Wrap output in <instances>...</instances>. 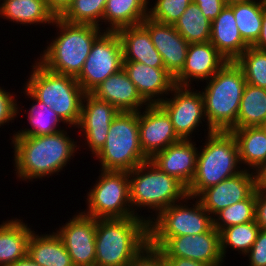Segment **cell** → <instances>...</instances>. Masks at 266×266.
<instances>
[{
	"label": "cell",
	"mask_w": 266,
	"mask_h": 266,
	"mask_svg": "<svg viewBox=\"0 0 266 266\" xmlns=\"http://www.w3.org/2000/svg\"><path fill=\"white\" fill-rule=\"evenodd\" d=\"M66 131L11 138L16 178L33 181L47 175H58L79 149L77 142Z\"/></svg>",
	"instance_id": "6da1fadb"
},
{
	"label": "cell",
	"mask_w": 266,
	"mask_h": 266,
	"mask_svg": "<svg viewBox=\"0 0 266 266\" xmlns=\"http://www.w3.org/2000/svg\"><path fill=\"white\" fill-rule=\"evenodd\" d=\"M95 266H129L149 248V222L142 217L97 219Z\"/></svg>",
	"instance_id": "7a4b0ae2"
},
{
	"label": "cell",
	"mask_w": 266,
	"mask_h": 266,
	"mask_svg": "<svg viewBox=\"0 0 266 266\" xmlns=\"http://www.w3.org/2000/svg\"><path fill=\"white\" fill-rule=\"evenodd\" d=\"M55 36L37 60L50 71L77 77L84 66L95 40L105 31L88 24L69 23L56 17Z\"/></svg>",
	"instance_id": "3957f363"
},
{
	"label": "cell",
	"mask_w": 266,
	"mask_h": 266,
	"mask_svg": "<svg viewBox=\"0 0 266 266\" xmlns=\"http://www.w3.org/2000/svg\"><path fill=\"white\" fill-rule=\"evenodd\" d=\"M201 91L208 126L213 131L237 129L240 101L245 89V76L235 61H227Z\"/></svg>",
	"instance_id": "277c9868"
},
{
	"label": "cell",
	"mask_w": 266,
	"mask_h": 266,
	"mask_svg": "<svg viewBox=\"0 0 266 266\" xmlns=\"http://www.w3.org/2000/svg\"><path fill=\"white\" fill-rule=\"evenodd\" d=\"M198 151L196 172L187 195L198 197L205 189L242 172L238 145L231 131L207 133Z\"/></svg>",
	"instance_id": "5b68a950"
},
{
	"label": "cell",
	"mask_w": 266,
	"mask_h": 266,
	"mask_svg": "<svg viewBox=\"0 0 266 266\" xmlns=\"http://www.w3.org/2000/svg\"><path fill=\"white\" fill-rule=\"evenodd\" d=\"M31 67L25 87L58 114L67 126L77 127L85 92L76 78L50 71L38 60Z\"/></svg>",
	"instance_id": "8992f818"
},
{
	"label": "cell",
	"mask_w": 266,
	"mask_h": 266,
	"mask_svg": "<svg viewBox=\"0 0 266 266\" xmlns=\"http://www.w3.org/2000/svg\"><path fill=\"white\" fill-rule=\"evenodd\" d=\"M128 174L131 209L138 217H144L137 213L139 208L153 210L157 216L163 209L187 196L186 187L180 181L161 171L150 160L141 163Z\"/></svg>",
	"instance_id": "52a82bcc"
},
{
	"label": "cell",
	"mask_w": 266,
	"mask_h": 266,
	"mask_svg": "<svg viewBox=\"0 0 266 266\" xmlns=\"http://www.w3.org/2000/svg\"><path fill=\"white\" fill-rule=\"evenodd\" d=\"M93 157L103 171L129 172L148 161L140 147L138 112L120 111L110 124L104 146Z\"/></svg>",
	"instance_id": "ba28073f"
},
{
	"label": "cell",
	"mask_w": 266,
	"mask_h": 266,
	"mask_svg": "<svg viewBox=\"0 0 266 266\" xmlns=\"http://www.w3.org/2000/svg\"><path fill=\"white\" fill-rule=\"evenodd\" d=\"M195 198V205L189 207L184 204ZM212 218L197 197L187 195L156 217H144L149 222V248L156 251L170 237L205 233L213 226Z\"/></svg>",
	"instance_id": "9c48e42d"
},
{
	"label": "cell",
	"mask_w": 266,
	"mask_h": 266,
	"mask_svg": "<svg viewBox=\"0 0 266 266\" xmlns=\"http://www.w3.org/2000/svg\"><path fill=\"white\" fill-rule=\"evenodd\" d=\"M87 193L88 205L83 214L95 219L127 218L136 216L130 203L128 171H103Z\"/></svg>",
	"instance_id": "30bf717a"
},
{
	"label": "cell",
	"mask_w": 266,
	"mask_h": 266,
	"mask_svg": "<svg viewBox=\"0 0 266 266\" xmlns=\"http://www.w3.org/2000/svg\"><path fill=\"white\" fill-rule=\"evenodd\" d=\"M123 68L122 44L116 31H104L94 42L77 82L91 93L105 79Z\"/></svg>",
	"instance_id": "8fae6325"
},
{
	"label": "cell",
	"mask_w": 266,
	"mask_h": 266,
	"mask_svg": "<svg viewBox=\"0 0 266 266\" xmlns=\"http://www.w3.org/2000/svg\"><path fill=\"white\" fill-rule=\"evenodd\" d=\"M191 88L192 86L175 85L170 92L172 97H166L159 103L169 115L176 134L183 140H190L202 121L207 122L206 131L213 132L205 115L203 95Z\"/></svg>",
	"instance_id": "7c38bea8"
},
{
	"label": "cell",
	"mask_w": 266,
	"mask_h": 266,
	"mask_svg": "<svg viewBox=\"0 0 266 266\" xmlns=\"http://www.w3.org/2000/svg\"><path fill=\"white\" fill-rule=\"evenodd\" d=\"M156 252L160 257H181L209 266H222L220 232L213 226L205 233L175 236L167 239Z\"/></svg>",
	"instance_id": "4fadbf2b"
},
{
	"label": "cell",
	"mask_w": 266,
	"mask_h": 266,
	"mask_svg": "<svg viewBox=\"0 0 266 266\" xmlns=\"http://www.w3.org/2000/svg\"><path fill=\"white\" fill-rule=\"evenodd\" d=\"M56 234L71 256L74 266H95L97 219L79 211Z\"/></svg>",
	"instance_id": "5bb4252c"
},
{
	"label": "cell",
	"mask_w": 266,
	"mask_h": 266,
	"mask_svg": "<svg viewBox=\"0 0 266 266\" xmlns=\"http://www.w3.org/2000/svg\"><path fill=\"white\" fill-rule=\"evenodd\" d=\"M144 108L138 112L139 142L144 155L151 159L157 152L182 139L159 104H148Z\"/></svg>",
	"instance_id": "9a60e30c"
},
{
	"label": "cell",
	"mask_w": 266,
	"mask_h": 266,
	"mask_svg": "<svg viewBox=\"0 0 266 266\" xmlns=\"http://www.w3.org/2000/svg\"><path fill=\"white\" fill-rule=\"evenodd\" d=\"M119 112L112 104L97 99L91 93H85L80 120L75 128H80L81 134L84 133V144H87L94 156L104 146L110 124Z\"/></svg>",
	"instance_id": "2e32d148"
},
{
	"label": "cell",
	"mask_w": 266,
	"mask_h": 266,
	"mask_svg": "<svg viewBox=\"0 0 266 266\" xmlns=\"http://www.w3.org/2000/svg\"><path fill=\"white\" fill-rule=\"evenodd\" d=\"M141 24L148 30L152 43L162 57L166 71L175 78L184 66L189 43L172 24H163L149 17H146Z\"/></svg>",
	"instance_id": "e0dca14e"
},
{
	"label": "cell",
	"mask_w": 266,
	"mask_h": 266,
	"mask_svg": "<svg viewBox=\"0 0 266 266\" xmlns=\"http://www.w3.org/2000/svg\"><path fill=\"white\" fill-rule=\"evenodd\" d=\"M255 190L253 171L244 169L237 175L205 189L197 199L213 217L220 210L247 199Z\"/></svg>",
	"instance_id": "ac0fdd59"
},
{
	"label": "cell",
	"mask_w": 266,
	"mask_h": 266,
	"mask_svg": "<svg viewBox=\"0 0 266 266\" xmlns=\"http://www.w3.org/2000/svg\"><path fill=\"white\" fill-rule=\"evenodd\" d=\"M227 61L211 42L189 43L184 66L174 78V83L190 86L191 81H207Z\"/></svg>",
	"instance_id": "d6986e66"
},
{
	"label": "cell",
	"mask_w": 266,
	"mask_h": 266,
	"mask_svg": "<svg viewBox=\"0 0 266 266\" xmlns=\"http://www.w3.org/2000/svg\"><path fill=\"white\" fill-rule=\"evenodd\" d=\"M123 69L148 104H159L167 95L169 96L175 86L174 78L165 68H154L140 62L123 61Z\"/></svg>",
	"instance_id": "ffe728a7"
},
{
	"label": "cell",
	"mask_w": 266,
	"mask_h": 266,
	"mask_svg": "<svg viewBox=\"0 0 266 266\" xmlns=\"http://www.w3.org/2000/svg\"><path fill=\"white\" fill-rule=\"evenodd\" d=\"M190 140H180L157 152L151 159L161 171L175 177L186 188L190 185L196 172L198 149Z\"/></svg>",
	"instance_id": "44dd1931"
},
{
	"label": "cell",
	"mask_w": 266,
	"mask_h": 266,
	"mask_svg": "<svg viewBox=\"0 0 266 266\" xmlns=\"http://www.w3.org/2000/svg\"><path fill=\"white\" fill-rule=\"evenodd\" d=\"M91 94L123 112H139L148 105L123 68L105 79Z\"/></svg>",
	"instance_id": "7402d4cb"
},
{
	"label": "cell",
	"mask_w": 266,
	"mask_h": 266,
	"mask_svg": "<svg viewBox=\"0 0 266 266\" xmlns=\"http://www.w3.org/2000/svg\"><path fill=\"white\" fill-rule=\"evenodd\" d=\"M122 44L123 61L140 62L154 68H165L162 57L142 25L123 27L116 31Z\"/></svg>",
	"instance_id": "603a6c76"
},
{
	"label": "cell",
	"mask_w": 266,
	"mask_h": 266,
	"mask_svg": "<svg viewBox=\"0 0 266 266\" xmlns=\"http://www.w3.org/2000/svg\"><path fill=\"white\" fill-rule=\"evenodd\" d=\"M210 42L228 61H235L249 47L239 33L233 5L225 6L211 22Z\"/></svg>",
	"instance_id": "cb8c5ba5"
},
{
	"label": "cell",
	"mask_w": 266,
	"mask_h": 266,
	"mask_svg": "<svg viewBox=\"0 0 266 266\" xmlns=\"http://www.w3.org/2000/svg\"><path fill=\"white\" fill-rule=\"evenodd\" d=\"M29 227L18 218L0 224V266H9L27 255L28 242L34 231Z\"/></svg>",
	"instance_id": "d4e9b609"
},
{
	"label": "cell",
	"mask_w": 266,
	"mask_h": 266,
	"mask_svg": "<svg viewBox=\"0 0 266 266\" xmlns=\"http://www.w3.org/2000/svg\"><path fill=\"white\" fill-rule=\"evenodd\" d=\"M0 17L20 25L53 24L56 15L46 0H3L0 2Z\"/></svg>",
	"instance_id": "484cf974"
},
{
	"label": "cell",
	"mask_w": 266,
	"mask_h": 266,
	"mask_svg": "<svg viewBox=\"0 0 266 266\" xmlns=\"http://www.w3.org/2000/svg\"><path fill=\"white\" fill-rule=\"evenodd\" d=\"M28 242L27 255L39 266H74L60 237L53 233L36 234Z\"/></svg>",
	"instance_id": "4316f807"
},
{
	"label": "cell",
	"mask_w": 266,
	"mask_h": 266,
	"mask_svg": "<svg viewBox=\"0 0 266 266\" xmlns=\"http://www.w3.org/2000/svg\"><path fill=\"white\" fill-rule=\"evenodd\" d=\"M149 0H107L102 22L108 25L105 31H117L135 26L148 17Z\"/></svg>",
	"instance_id": "83f0119b"
},
{
	"label": "cell",
	"mask_w": 266,
	"mask_h": 266,
	"mask_svg": "<svg viewBox=\"0 0 266 266\" xmlns=\"http://www.w3.org/2000/svg\"><path fill=\"white\" fill-rule=\"evenodd\" d=\"M23 93L28 96L34 102L32 103L29 111H24L28 114V122L31 125L30 128L19 130L15 132L13 137H30L41 136L61 132L65 129H59V123L64 121L59 118L50 107L45 103L38 100L26 87L23 86Z\"/></svg>",
	"instance_id": "f1b7e54d"
},
{
	"label": "cell",
	"mask_w": 266,
	"mask_h": 266,
	"mask_svg": "<svg viewBox=\"0 0 266 266\" xmlns=\"http://www.w3.org/2000/svg\"><path fill=\"white\" fill-rule=\"evenodd\" d=\"M231 132L238 145L240 163L248 166L243 169L254 170L266 160V135L259 126L232 129Z\"/></svg>",
	"instance_id": "f546056e"
},
{
	"label": "cell",
	"mask_w": 266,
	"mask_h": 266,
	"mask_svg": "<svg viewBox=\"0 0 266 266\" xmlns=\"http://www.w3.org/2000/svg\"><path fill=\"white\" fill-rule=\"evenodd\" d=\"M265 12L264 0H250L233 5V14L239 33L249 46H252L260 36Z\"/></svg>",
	"instance_id": "4dcf8cb0"
},
{
	"label": "cell",
	"mask_w": 266,
	"mask_h": 266,
	"mask_svg": "<svg viewBox=\"0 0 266 266\" xmlns=\"http://www.w3.org/2000/svg\"><path fill=\"white\" fill-rule=\"evenodd\" d=\"M266 121V89L245 84L237 116V128L256 127Z\"/></svg>",
	"instance_id": "1f68e13d"
},
{
	"label": "cell",
	"mask_w": 266,
	"mask_h": 266,
	"mask_svg": "<svg viewBox=\"0 0 266 266\" xmlns=\"http://www.w3.org/2000/svg\"><path fill=\"white\" fill-rule=\"evenodd\" d=\"M211 22L198 5L191 2L174 27L188 43L210 42Z\"/></svg>",
	"instance_id": "d6a6232c"
},
{
	"label": "cell",
	"mask_w": 266,
	"mask_h": 266,
	"mask_svg": "<svg viewBox=\"0 0 266 266\" xmlns=\"http://www.w3.org/2000/svg\"><path fill=\"white\" fill-rule=\"evenodd\" d=\"M259 231L260 228L255 220L222 229L220 231V251L223 259L226 257L227 248L246 255L257 239Z\"/></svg>",
	"instance_id": "836d02e7"
},
{
	"label": "cell",
	"mask_w": 266,
	"mask_h": 266,
	"mask_svg": "<svg viewBox=\"0 0 266 266\" xmlns=\"http://www.w3.org/2000/svg\"><path fill=\"white\" fill-rule=\"evenodd\" d=\"M107 0H72L67 9L59 16L66 22L88 24L99 28L103 23V13Z\"/></svg>",
	"instance_id": "e575fe53"
},
{
	"label": "cell",
	"mask_w": 266,
	"mask_h": 266,
	"mask_svg": "<svg viewBox=\"0 0 266 266\" xmlns=\"http://www.w3.org/2000/svg\"><path fill=\"white\" fill-rule=\"evenodd\" d=\"M235 62L242 68L246 83L266 89V50L249 46Z\"/></svg>",
	"instance_id": "d590c367"
},
{
	"label": "cell",
	"mask_w": 266,
	"mask_h": 266,
	"mask_svg": "<svg viewBox=\"0 0 266 266\" xmlns=\"http://www.w3.org/2000/svg\"><path fill=\"white\" fill-rule=\"evenodd\" d=\"M213 227L219 232L227 227L255 220V191L245 200L230 205L215 214Z\"/></svg>",
	"instance_id": "8d00e7d4"
},
{
	"label": "cell",
	"mask_w": 266,
	"mask_h": 266,
	"mask_svg": "<svg viewBox=\"0 0 266 266\" xmlns=\"http://www.w3.org/2000/svg\"><path fill=\"white\" fill-rule=\"evenodd\" d=\"M148 9V17L163 24H172L180 18L193 0H155Z\"/></svg>",
	"instance_id": "74e56055"
},
{
	"label": "cell",
	"mask_w": 266,
	"mask_h": 266,
	"mask_svg": "<svg viewBox=\"0 0 266 266\" xmlns=\"http://www.w3.org/2000/svg\"><path fill=\"white\" fill-rule=\"evenodd\" d=\"M14 96L16 95L0 87V128L6 125L5 123L13 122L21 111Z\"/></svg>",
	"instance_id": "f35d334b"
},
{
	"label": "cell",
	"mask_w": 266,
	"mask_h": 266,
	"mask_svg": "<svg viewBox=\"0 0 266 266\" xmlns=\"http://www.w3.org/2000/svg\"><path fill=\"white\" fill-rule=\"evenodd\" d=\"M250 261L248 266H266V231L261 230L257 239L250 248L249 252L244 256Z\"/></svg>",
	"instance_id": "ab89813d"
},
{
	"label": "cell",
	"mask_w": 266,
	"mask_h": 266,
	"mask_svg": "<svg viewBox=\"0 0 266 266\" xmlns=\"http://www.w3.org/2000/svg\"><path fill=\"white\" fill-rule=\"evenodd\" d=\"M193 2L210 21H213L226 6L224 0H193Z\"/></svg>",
	"instance_id": "60d3db41"
},
{
	"label": "cell",
	"mask_w": 266,
	"mask_h": 266,
	"mask_svg": "<svg viewBox=\"0 0 266 266\" xmlns=\"http://www.w3.org/2000/svg\"><path fill=\"white\" fill-rule=\"evenodd\" d=\"M255 222L266 231V191L255 190Z\"/></svg>",
	"instance_id": "b9f144b4"
},
{
	"label": "cell",
	"mask_w": 266,
	"mask_h": 266,
	"mask_svg": "<svg viewBox=\"0 0 266 266\" xmlns=\"http://www.w3.org/2000/svg\"><path fill=\"white\" fill-rule=\"evenodd\" d=\"M129 266H167L160 255L148 248L140 257L133 261Z\"/></svg>",
	"instance_id": "7bdbcfd3"
},
{
	"label": "cell",
	"mask_w": 266,
	"mask_h": 266,
	"mask_svg": "<svg viewBox=\"0 0 266 266\" xmlns=\"http://www.w3.org/2000/svg\"><path fill=\"white\" fill-rule=\"evenodd\" d=\"M253 175L255 188L266 191V160L253 170Z\"/></svg>",
	"instance_id": "ee69618b"
},
{
	"label": "cell",
	"mask_w": 266,
	"mask_h": 266,
	"mask_svg": "<svg viewBox=\"0 0 266 266\" xmlns=\"http://www.w3.org/2000/svg\"><path fill=\"white\" fill-rule=\"evenodd\" d=\"M167 266H209L202 262L181 257H161Z\"/></svg>",
	"instance_id": "f6af8a7d"
},
{
	"label": "cell",
	"mask_w": 266,
	"mask_h": 266,
	"mask_svg": "<svg viewBox=\"0 0 266 266\" xmlns=\"http://www.w3.org/2000/svg\"><path fill=\"white\" fill-rule=\"evenodd\" d=\"M71 2L72 0H46L48 7L56 16H60L71 4Z\"/></svg>",
	"instance_id": "bcb514c9"
},
{
	"label": "cell",
	"mask_w": 266,
	"mask_h": 266,
	"mask_svg": "<svg viewBox=\"0 0 266 266\" xmlns=\"http://www.w3.org/2000/svg\"><path fill=\"white\" fill-rule=\"evenodd\" d=\"M252 46L260 50H266V12L263 16L260 36Z\"/></svg>",
	"instance_id": "7dc6e473"
},
{
	"label": "cell",
	"mask_w": 266,
	"mask_h": 266,
	"mask_svg": "<svg viewBox=\"0 0 266 266\" xmlns=\"http://www.w3.org/2000/svg\"><path fill=\"white\" fill-rule=\"evenodd\" d=\"M9 266H39L35 263L28 255L24 258L17 260L15 263L10 264Z\"/></svg>",
	"instance_id": "c3c4849f"
},
{
	"label": "cell",
	"mask_w": 266,
	"mask_h": 266,
	"mask_svg": "<svg viewBox=\"0 0 266 266\" xmlns=\"http://www.w3.org/2000/svg\"><path fill=\"white\" fill-rule=\"evenodd\" d=\"M247 1H250V0H224V3H225L226 6H231V5H234V4L247 2Z\"/></svg>",
	"instance_id": "681fc988"
},
{
	"label": "cell",
	"mask_w": 266,
	"mask_h": 266,
	"mask_svg": "<svg viewBox=\"0 0 266 266\" xmlns=\"http://www.w3.org/2000/svg\"><path fill=\"white\" fill-rule=\"evenodd\" d=\"M259 127L263 131V133L266 135V121H264Z\"/></svg>",
	"instance_id": "f907efd6"
}]
</instances>
